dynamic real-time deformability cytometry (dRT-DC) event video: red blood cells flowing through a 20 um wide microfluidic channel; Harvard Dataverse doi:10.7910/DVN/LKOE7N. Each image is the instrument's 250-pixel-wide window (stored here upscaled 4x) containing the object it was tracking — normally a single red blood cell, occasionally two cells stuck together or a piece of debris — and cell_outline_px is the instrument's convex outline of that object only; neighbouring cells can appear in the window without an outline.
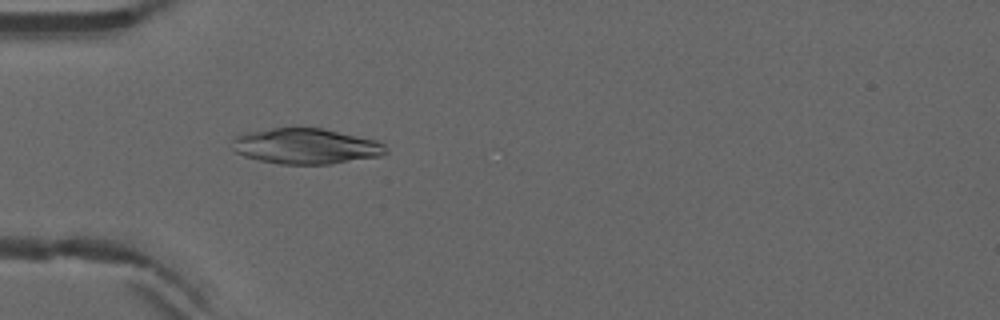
{"species": "common noctule bat (a hibernating species)", "species_latin": "Nyctalus noctula", "temperature_condition": "warm", "stored_images_in_passage": 32, "camera_frame_rate_fps": 3000, "um_per_image_px": 0.085, "animal": {"sex": "male", "forearm_length_mm": 52.5}, "frame": {"image": 1, "passage_image": 16, "time_ms": 5.0, "image_size_px": [1000, 320], "cell_outline_px": [[388, 152], [384, 156], [332, 164], [280, 164], [260, 160], [244, 156], [232, 152], [232, 140], [236, 136], [244, 132], [272, 128], [324, 128], [380, 140], [388, 148]], "centroid_in_image_um": [26.05, 12.42], "position_along_channel_um": 59.0, "area_um2": 32.54}}
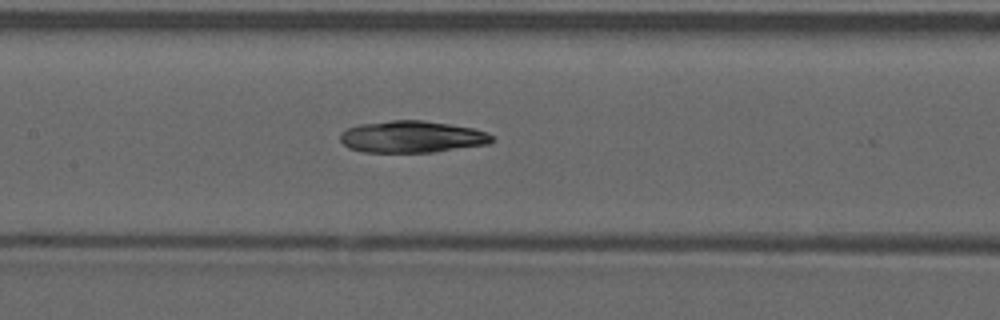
{"frame": {"image": 2, "passage_image": 25, "time_ms": 8.0, "image_size_px": [1000, 320], "cell_outline_px": [[496, 140], [488, 144], [432, 152], [364, 152], [348, 148], [340, 140], [340, 132], [348, 128], [360, 124], [392, 120], [424, 120], [472, 128], [488, 132]], "centroid_in_image_um": [35.01, 11.62], "position_along_channel_um": 172.4, "area_um2": 28.15}}
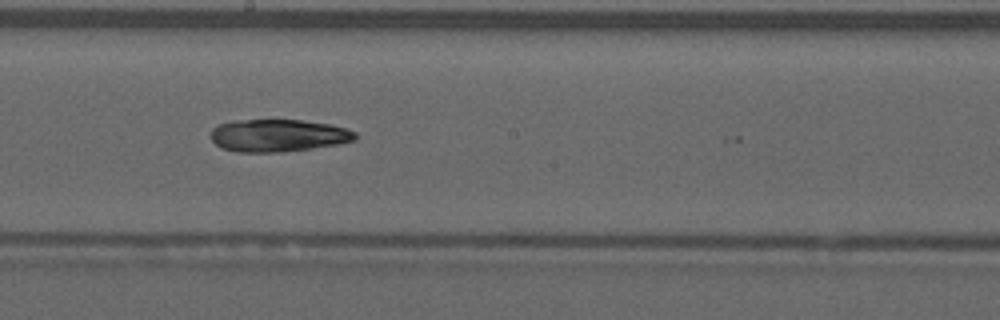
{"frame": {"image": 3, "passage_image": 29, "time_ms": 9.333, "image_size_px": [1000, 320], "cell_outline_px": [[356, 140], [336, 144], [312, 148], [280, 152], [236, 152], [220, 148], [212, 140], [212, 128], [220, 124], [236, 120], [300, 120], [328, 124], [344, 128], [356, 132]], "centroid_in_image_um": [23.62, 11.52], "position_along_channel_um": 224.6, "area_um2": 27.11}}